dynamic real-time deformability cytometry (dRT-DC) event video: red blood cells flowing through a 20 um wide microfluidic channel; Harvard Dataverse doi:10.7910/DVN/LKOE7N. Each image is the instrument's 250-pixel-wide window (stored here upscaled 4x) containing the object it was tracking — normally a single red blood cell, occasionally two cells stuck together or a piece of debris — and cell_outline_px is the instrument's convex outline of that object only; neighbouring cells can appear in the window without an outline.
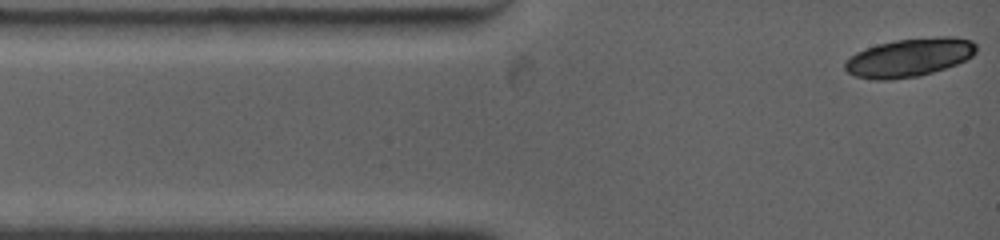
{"species": "common noctule bat (a hibernating species)", "species_latin": "Nyctalus noctula", "temperature_condition": "warm", "stored_images_in_passage": 3, "camera_frame_rate_fps": 4500, "um_per_image_px": 0.085, "animal": {"sex": "female", "body_mass_g": 19.0, "forearm_length_mm": 53.3}, "frame": {"image": 1, "passage_image": 1, "time_ms": 0.0, "image_size_px": [1000, 240], "cell_outline_px": [[976, 52], [972, 56], [956, 64], [932, 72], [916, 76], [892, 80], [876, 80], [856, 76], [848, 72], [844, 68], [844, 60], [856, 52], [876, 44], [896, 40], [936, 36], [952, 36], [972, 40], [976, 44]], "centroid_in_image_um": [77.27, 4.87], "position_along_channel_um": 7.7, "area_um2": 29.48}}